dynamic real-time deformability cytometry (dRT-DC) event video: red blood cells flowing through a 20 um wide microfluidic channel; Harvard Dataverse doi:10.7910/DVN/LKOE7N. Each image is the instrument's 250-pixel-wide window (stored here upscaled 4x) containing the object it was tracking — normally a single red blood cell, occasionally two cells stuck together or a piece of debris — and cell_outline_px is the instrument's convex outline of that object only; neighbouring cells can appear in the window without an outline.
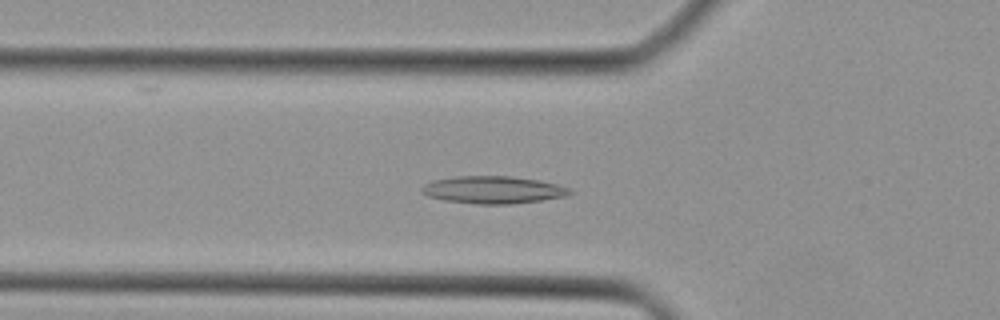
{"species": "Egyptian fruit bat (a non-hibernating species)", "species_latin": "Rousettus aegyptiacus", "temperature_condition": "cold", "stored_images_in_passage": 39, "camera_frame_rate_fps": 3000, "um_per_image_px": 0.085, "animal": {"sex": "female"}, "frame": {"image": 1, "passage_image": 14, "time_ms": 4.333, "image_size_px": [1000, 320], "cell_outline_px": [[572, 192], [568, 196], [512, 204], [476, 204], [444, 200], [428, 196], [420, 192], [420, 188], [424, 184], [432, 180], [456, 176], [512, 176], [540, 180], [556, 184], [568, 188]], "centroid_in_image_um": [41.88, 16.13], "position_along_channel_um": 83.9, "area_um2": 23.76}}
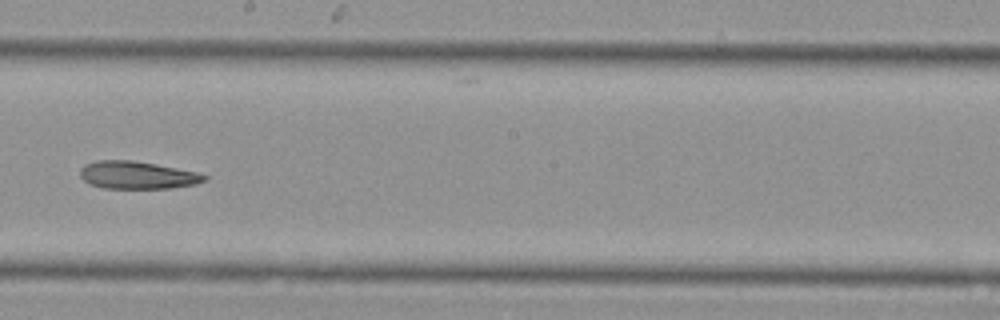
{"frame": {"image": 2, "passage_image": 24, "time_ms": 7.667, "image_size_px": [1000, 320], "cell_outline_px": [[208, 180], [196, 184], [172, 188], [104, 188], [88, 184], [80, 176], [80, 168], [84, 164], [96, 160], [132, 160], [156, 164], [196, 172], [208, 176]], "centroid_in_image_um": [11.65, 14.88], "position_along_channel_um": 236.5, "area_um2": 20.11}}
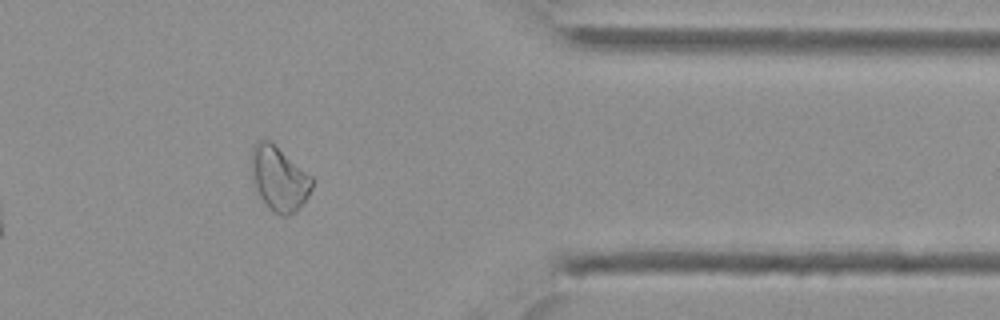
{"frame": {"image": 3, "passage_image": 35, "time_ms": 11.333, "image_size_px": [1000, 320], "cell_outline_px": [[316, 180], [308, 196], [296, 212], [288, 216], [280, 216], [272, 212], [260, 196], [252, 180], [252, 148], [256, 140], [272, 140], [312, 176]], "centroid_in_image_um": [23.75, 15.17], "position_along_channel_um": 387.6, "area_um2": 23.18}}